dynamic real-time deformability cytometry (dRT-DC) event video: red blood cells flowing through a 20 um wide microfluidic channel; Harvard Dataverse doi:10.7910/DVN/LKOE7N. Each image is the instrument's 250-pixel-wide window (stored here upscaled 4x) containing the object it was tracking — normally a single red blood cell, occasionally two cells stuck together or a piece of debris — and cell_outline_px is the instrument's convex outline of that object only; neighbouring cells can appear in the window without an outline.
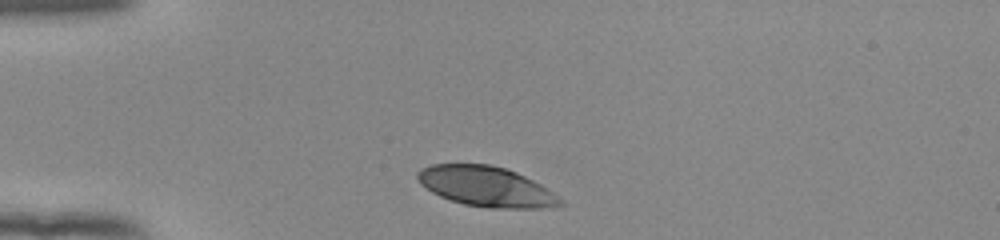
{"species": "human", "species_latin": "Homo sapiens", "temperature_condition": "room temperature", "stored_images_in_passage": 32, "camera_frame_rate_fps": 3000, "um_per_image_px": 0.085, "donor": {"sex": "female"}, "frame": {"image": 1, "passage_image": 1, "time_ms": 0.0, "image_size_px": [1000, 240], "cell_outline_px": [[564, 204], [544, 208], [492, 208], [464, 204], [440, 196], [432, 192], [420, 184], [416, 176], [416, 172], [420, 168], [432, 164], [492, 164], [516, 172], [540, 184], [564, 200]], "centroid_in_image_um": [41.31, 15.85], "position_along_channel_um": 43.7, "area_um2": 33.29}}
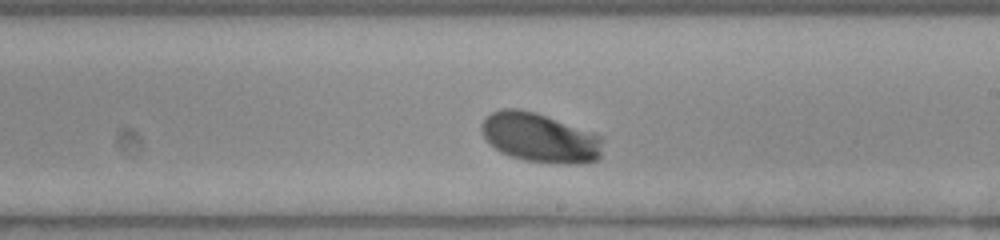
{"frame": {"image": 2, "passage_image": 19, "time_ms": 6.0, "image_size_px": [1000, 240], "cell_outline_px": [[600, 160], [580, 164], [564, 164], [524, 160], [500, 152], [480, 132], [480, 124], [492, 112], [500, 108], [516, 108], [536, 112], [592, 132], [600, 136]], "centroid_in_image_um": [45.87, 11.7], "position_along_channel_um": 243.1, "area_um2": 34.68}}
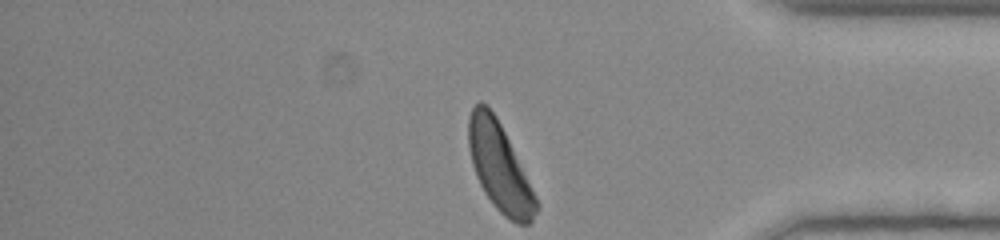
{"frame": {"image": 3, "passage_image": 32, "time_ms": 10.333, "image_size_px": [1000, 240], "cell_outline_px": [[540, 204], [532, 220], [528, 224], [516, 224], [504, 216], [492, 204], [484, 192], [476, 176], [472, 164], [468, 148], [468, 116], [472, 108], [480, 100], [496, 116]], "centroid_in_image_um": [42.44, 14.23], "position_along_channel_um": 392.8, "area_um2": 34.28}, "authors_computed_cell_mechanics": {"area_um2": 34.0442, "velocity_mm_per_s": 3.8675, "shape_relaxation_time_tau1_ms": 2.6646, "shape_relaxation_time_tau2_ms": null, "deformation_change_tau1": 0.176, "deformation_change_tau2": null}}